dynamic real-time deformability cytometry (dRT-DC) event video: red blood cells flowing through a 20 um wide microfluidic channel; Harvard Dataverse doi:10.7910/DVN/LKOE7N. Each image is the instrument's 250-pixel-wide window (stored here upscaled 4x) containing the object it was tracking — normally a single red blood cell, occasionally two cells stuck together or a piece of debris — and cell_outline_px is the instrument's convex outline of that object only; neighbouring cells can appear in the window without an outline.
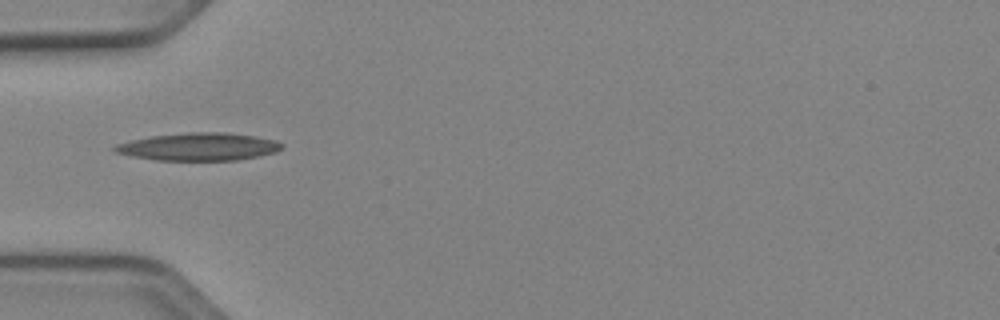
{"species": "Egyptian fruit bat (a non-hibernating species)", "species_latin": "Rousettus aegyptiacus", "temperature_condition": "cold", "stored_images_in_passage": 16, "camera_frame_rate_fps": 3000, "um_per_image_px": 0.085, "animal": {"sex": "female"}, "frame": {"image": 1, "passage_image": 1, "time_ms": 0.0, "image_size_px": [1000, 320], "cell_outline_px": [[280, 148], [268, 152], [252, 156], [228, 160], [164, 160], [140, 156], [120, 152], [116, 148], [124, 144], [156, 136], [248, 136], [268, 140], [280, 144]], "centroid_in_image_um": [16.91, 12.55], "position_along_channel_um": 68.1, "area_um2": 22.72}}